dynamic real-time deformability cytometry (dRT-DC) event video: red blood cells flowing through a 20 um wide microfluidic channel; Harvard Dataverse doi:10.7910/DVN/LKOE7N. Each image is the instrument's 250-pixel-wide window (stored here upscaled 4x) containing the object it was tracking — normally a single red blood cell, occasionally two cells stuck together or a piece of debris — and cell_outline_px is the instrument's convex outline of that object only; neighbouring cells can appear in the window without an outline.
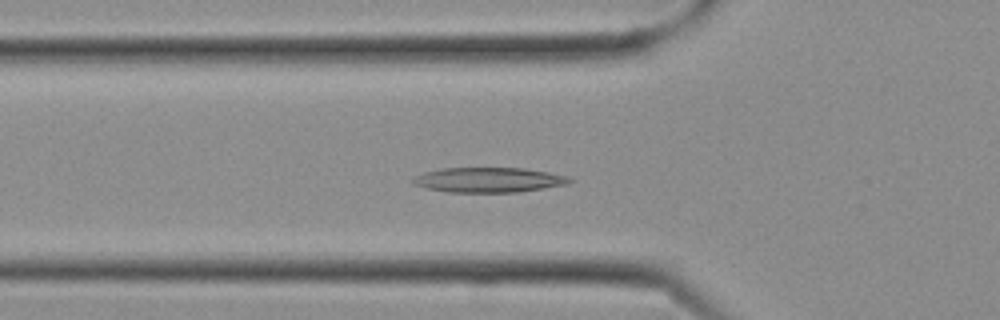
{"species": "Egyptian fruit bat (a non-hibernating species)", "species_latin": "Rousettus aegyptiacus", "temperature_condition": "cold", "stored_images_in_passage": 26, "camera_frame_rate_fps": 3000, "um_per_image_px": 0.085, "frame": {"image": 1, "passage_image": 7, "time_ms": 2.0, "image_size_px": [1000, 320], "cell_outline_px": [[572, 180], [568, 184], [544, 188], [516, 192], [448, 192], [428, 188], [412, 184], [412, 176], [424, 172], [440, 168], [524, 168], [548, 172], [568, 176]], "centroid_in_image_um": [41.5, 15.28], "position_along_channel_um": 84.3, "area_um2": 22.77}}
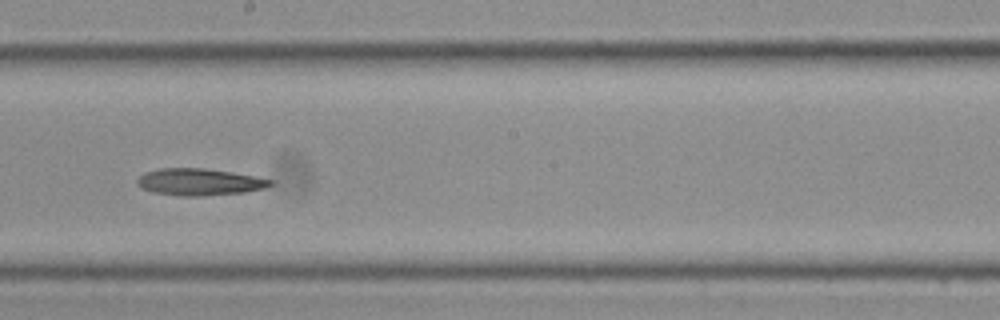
{"frame": {"image": 2, "passage_image": 13, "time_ms": 4.0, "image_size_px": [1000, 320], "cell_outline_px": [[276, 184], [264, 188], [244, 192], [204, 196], [180, 196], [152, 192], [140, 188], [136, 184], [136, 180], [144, 172], [160, 168], [204, 168], [232, 172], [256, 176], [276, 180]], "centroid_in_image_um": [16.97, 15.47], "position_along_channel_um": 231.2, "area_um2": 21.21}}
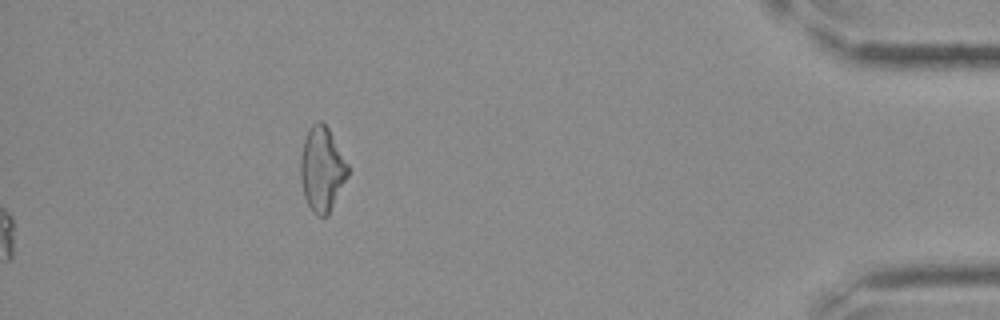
{"frame": {"image": 3, "passage_image": 26, "time_ms": 8.333, "image_size_px": [1000, 320], "cell_outline_px": [[348, 176], [328, 216], [316, 216], [312, 212], [304, 196], [300, 180], [300, 156], [304, 140], [312, 124], [316, 120], [320, 120], [328, 128], [348, 164]], "centroid_in_image_um": [27.35, 14.4], "position_along_channel_um": 407.8, "area_um2": 23.29}}